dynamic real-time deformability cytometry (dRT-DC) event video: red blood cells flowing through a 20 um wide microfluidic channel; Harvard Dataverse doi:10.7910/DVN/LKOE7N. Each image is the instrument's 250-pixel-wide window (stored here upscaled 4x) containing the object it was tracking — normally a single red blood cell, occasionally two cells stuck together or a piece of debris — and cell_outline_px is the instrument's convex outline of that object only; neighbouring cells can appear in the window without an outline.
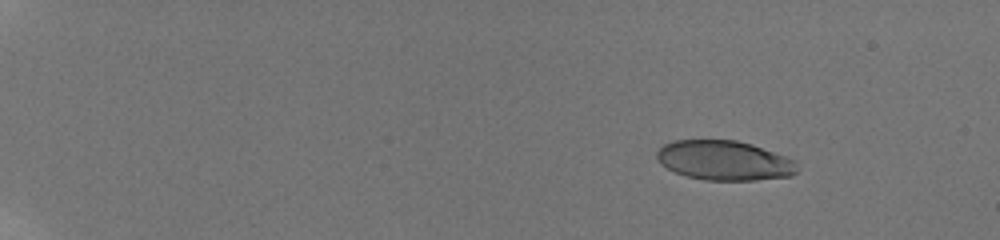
{"species": "human", "species_latin": "Homo sapiens", "temperature_condition": "room temperature", "stored_images_in_passage": 18, "camera_frame_rate_fps": 3000, "um_per_image_px": 0.085, "donor": {"sex": "male"}, "frame": {"image": 1, "passage_image": 5, "time_ms": 3.0, "image_size_px": [1000, 240], "cell_outline_px": [[796, 172], [792, 176], [756, 180], [704, 180], [688, 176], [676, 172], [660, 164], [656, 156], [656, 152], [664, 144], [672, 140], [736, 140], [752, 144], [796, 160]], "centroid_in_image_um": [61.56, 13.63], "position_along_channel_um": 23.4, "area_um2": 32.43}}
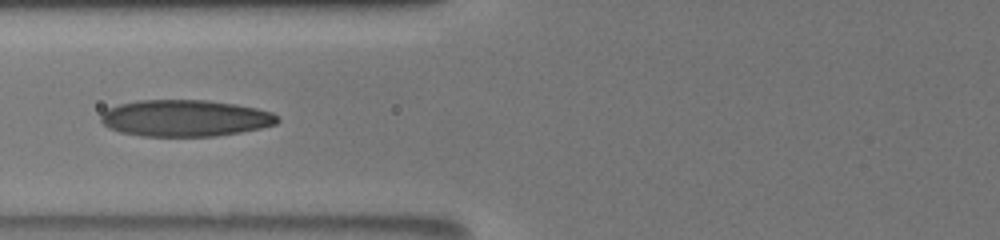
{"frame": {"image": 2, "passage_image": 12, "time_ms": 9.333, "image_size_px": [1000, 240], "cell_outline_px": [[280, 120], [276, 124], [260, 128], [240, 132], [216, 136], [140, 136], [120, 132], [108, 128], [100, 120], [100, 112], [108, 108], [120, 104], [136, 100], [208, 100], [236, 104], [256, 108], [272, 112]], "centroid_in_image_um": [15.7, 10.04], "position_along_channel_um": 110.1, "area_um2": 37.86}}
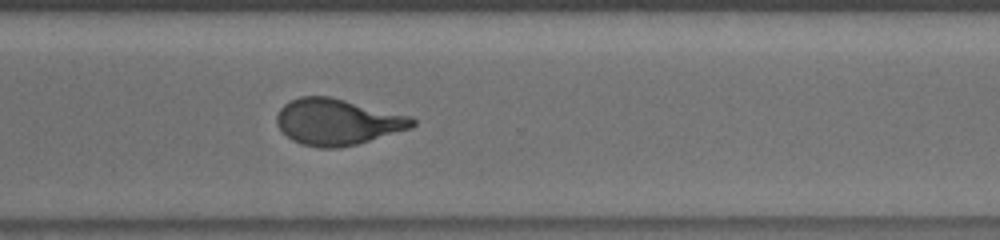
{"frame": {"image": 3, "passage_image": 18, "time_ms": 15.333, "image_size_px": [1000, 240], "cell_outline_px": [[416, 124], [412, 128], [356, 144], [340, 148], [320, 148], [300, 144], [292, 140], [276, 124], [276, 116], [280, 108], [284, 104], [300, 96], [328, 96], [412, 116], [416, 120]], "centroid_in_image_um": [28.69, 10.36], "position_along_channel_um": 341.9, "area_um2": 36.47}}